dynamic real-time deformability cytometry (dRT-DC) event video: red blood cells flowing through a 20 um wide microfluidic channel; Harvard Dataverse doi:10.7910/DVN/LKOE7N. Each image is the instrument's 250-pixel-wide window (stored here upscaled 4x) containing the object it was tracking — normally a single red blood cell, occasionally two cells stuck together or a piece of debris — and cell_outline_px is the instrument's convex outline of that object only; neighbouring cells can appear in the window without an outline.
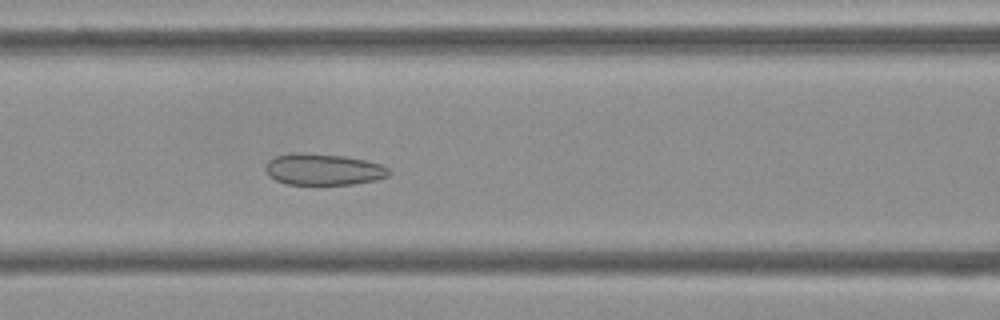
{"species": "Egyptian fruit bat (a non-hibernating species)", "species_latin": "Rousettus aegyptiacus", "temperature_condition": "cold", "stored_images_in_passage": 53, "camera_frame_rate_fps": 3000, "um_per_image_px": 0.085, "frame": {"image": 1, "passage_image": 22, "time_ms": 7.0, "image_size_px": [1000, 320], "cell_outline_px": [[392, 172], [388, 176], [376, 180], [352, 184], [284, 184], [276, 180], [264, 168], [268, 160], [276, 156], [292, 152], [300, 152], [344, 156], [364, 160], [380, 164], [388, 168]], "centroid_in_image_um": [27.48, 14.39], "position_along_channel_um": 139.1, "area_um2": 22.54}}
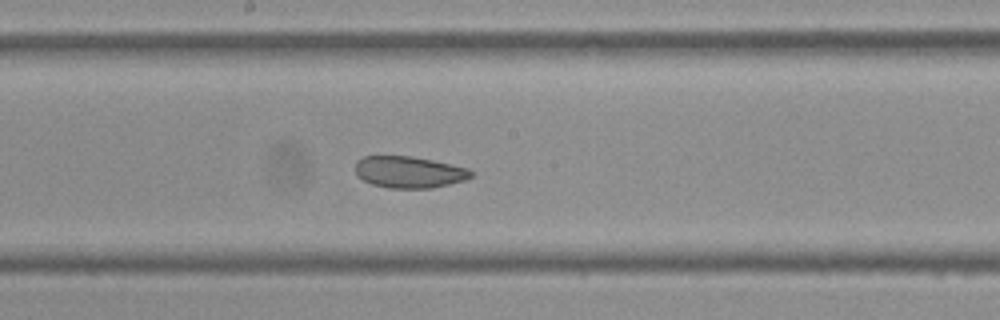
{"frame": {"image": 2, "passage_image": 28, "time_ms": 9.0, "image_size_px": [1000, 320], "cell_outline_px": [[472, 176], [464, 180], [432, 188], [388, 188], [372, 184], [364, 180], [356, 172], [356, 160], [364, 156], [412, 156], [432, 160], [468, 168], [472, 172]], "centroid_in_image_um": [34.76, 14.62], "position_along_channel_um": 213.4, "area_um2": 21.15}}
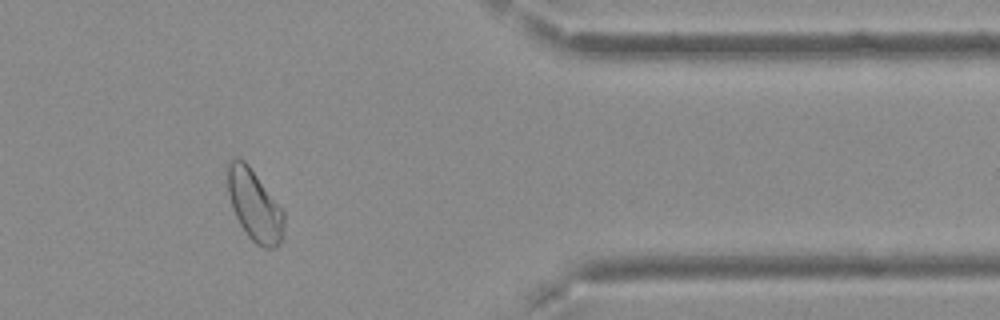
{"frame": {"image": 3, "passage_image": 44, "time_ms": 14.333, "image_size_px": [1000, 320], "cell_outline_px": [[284, 236], [280, 244], [276, 248], [264, 248], [256, 244], [248, 236], [240, 224], [232, 208], [228, 192], [224, 168], [228, 160], [232, 156], [236, 156], [244, 160], [248, 164], [284, 208]], "centroid_in_image_um": [21.62, 17.39], "position_along_channel_um": 389.8, "area_um2": 24.39}, "authors_computed_cell_mechanics": {"area_um2": 24.4494, "velocity_mm_per_s": 3.7214, "shape_relaxation_time_tau1_ms": null, "shape_relaxation_time_tau2_ms": 1.5306, "deformation_change_tau1": null, "deformation_change_tau2": 0.0651}}